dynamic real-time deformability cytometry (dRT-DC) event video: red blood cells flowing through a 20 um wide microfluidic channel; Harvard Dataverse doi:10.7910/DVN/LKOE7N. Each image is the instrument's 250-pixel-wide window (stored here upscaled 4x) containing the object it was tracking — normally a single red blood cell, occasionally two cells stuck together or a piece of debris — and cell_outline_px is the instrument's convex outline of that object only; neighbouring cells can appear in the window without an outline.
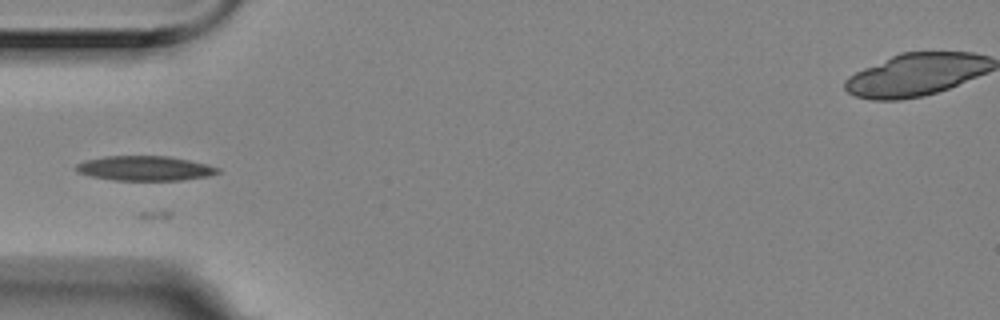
{"species": "Egyptian fruit bat (a non-hibernating species)", "species_latin": "Rousettus aegyptiacus", "temperature_condition": "room temperature", "stored_images_in_passage": 8, "camera_frame_rate_fps": 3000, "um_per_image_px": 0.085, "animal": {"sex": "female"}, "frame": {"image": 1, "passage_image": 5, "time_ms": 1.333, "image_size_px": [1000, 320], "cell_outline_px": [[220, 172], [208, 176], [180, 180], [116, 180], [92, 176], [76, 172], [76, 164], [84, 160], [104, 156], [168, 156], [188, 160], [220, 168]], "centroid_in_image_um": [12.28, 14.3], "position_along_channel_um": 72.7, "area_um2": 20.23}}